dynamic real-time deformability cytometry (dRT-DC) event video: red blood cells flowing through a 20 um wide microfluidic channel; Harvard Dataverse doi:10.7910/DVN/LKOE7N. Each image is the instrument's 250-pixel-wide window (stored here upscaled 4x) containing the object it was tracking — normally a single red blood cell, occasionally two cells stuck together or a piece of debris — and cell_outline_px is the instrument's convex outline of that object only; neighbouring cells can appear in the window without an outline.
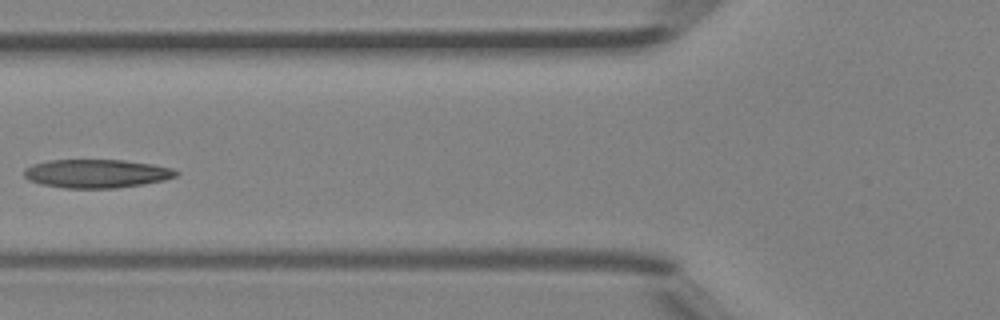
{"species": "Egyptian fruit bat (a non-hibernating species)", "species_latin": "Rousettus aegyptiacus", "temperature_condition": "room temperature", "stored_images_in_passage": 3, "camera_frame_rate_fps": 3000, "um_per_image_px": 0.085, "animal": {"sex": "female"}, "frame": {"image": 1, "passage_image": 3, "time_ms": 0.667, "image_size_px": [1000, 320], "cell_outline_px": [[180, 172], [176, 176], [164, 180], [144, 184], [116, 188], [64, 188], [40, 184], [28, 180], [24, 176], [24, 168], [32, 164], [48, 160], [124, 160], [152, 164], [172, 168]], "centroid_in_image_um": [8.19, 14.75], "position_along_channel_um": 117.6, "area_um2": 25.43}}